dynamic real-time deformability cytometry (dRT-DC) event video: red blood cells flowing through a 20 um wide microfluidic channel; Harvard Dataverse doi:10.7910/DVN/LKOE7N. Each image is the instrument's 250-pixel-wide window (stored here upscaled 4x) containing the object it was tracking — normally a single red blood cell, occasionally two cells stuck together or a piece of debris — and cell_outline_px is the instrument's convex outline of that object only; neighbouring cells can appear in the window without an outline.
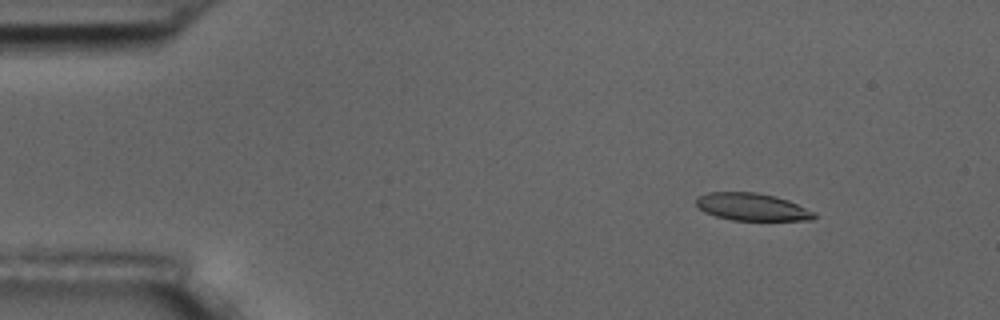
{"species": "common noctule bat (a hibernating species)", "species_latin": "Nyctalus noctula", "temperature_condition": "room temperature", "stored_images_in_passage": 5, "camera_frame_rate_fps": 3000, "um_per_image_px": 0.085, "animal": {"sex": "male", "body_mass_g": 17.5, "forearm_length_mm": 52.3}, "frame": {"image": 1, "passage_image": 2, "time_ms": 1.0, "image_size_px": [1000, 320], "cell_outline_px": [[816, 216], [812, 220], [732, 220], [716, 216], [704, 212], [696, 204], [696, 196], [708, 192], [756, 192], [776, 196], [788, 200], [816, 212]], "centroid_in_image_um": [63.92, 17.58], "position_along_channel_um": 21.1, "area_um2": 18.96}}
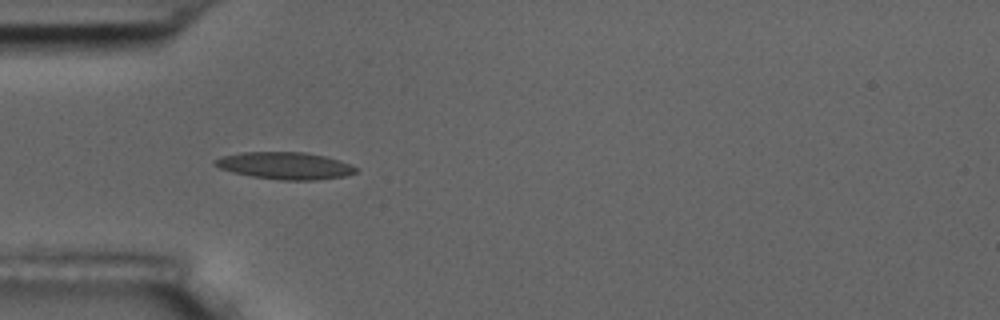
{"frame": {"image": 2, "passage_image": 4, "time_ms": 4.333, "image_size_px": [1000, 320], "cell_outline_px": [[356, 172], [344, 176], [316, 180], [280, 180], [252, 176], [232, 172], [220, 168], [212, 164], [212, 160], [220, 156], [244, 152], [304, 152], [324, 156], [340, 160], [356, 168]], "centroid_in_image_um": [24.17, 14.08], "position_along_channel_um": 60.8, "area_um2": 22.2}}